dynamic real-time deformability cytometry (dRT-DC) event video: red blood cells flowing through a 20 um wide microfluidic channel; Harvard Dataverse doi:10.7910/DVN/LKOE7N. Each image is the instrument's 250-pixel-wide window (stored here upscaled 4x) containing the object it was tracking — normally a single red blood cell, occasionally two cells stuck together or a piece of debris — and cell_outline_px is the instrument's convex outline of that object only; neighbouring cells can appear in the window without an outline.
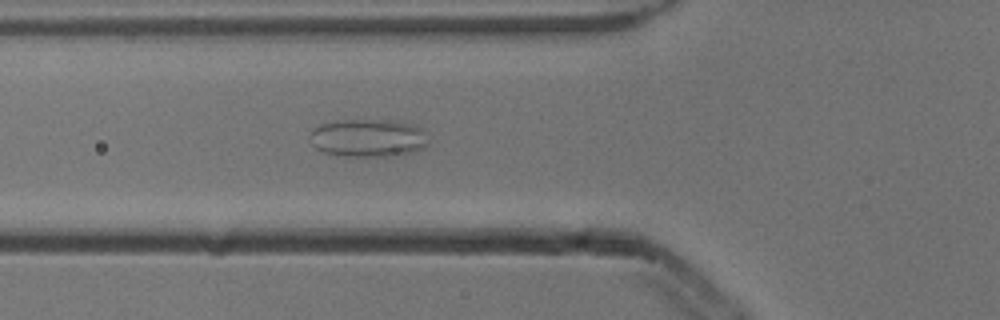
{"species": "common noctule bat (a hibernating species)", "species_latin": "Nyctalus noctula", "temperature_condition": "cold", "stored_images_in_passage": 49, "camera_frame_rate_fps": 3000, "um_per_image_px": 0.085, "animal": {"sex": "male", "body_mass_g": 13.3}, "frame": {"image": 1, "passage_image": 14, "time_ms": 4.333, "image_size_px": [1000, 320], "cell_outline_px": [[428, 144], [424, 148], [412, 152], [388, 156], [344, 156], [324, 152], [316, 148], [312, 144], [308, 136], [312, 128], [320, 124], [340, 120], [392, 120], [412, 124], [424, 128]], "centroid_in_image_um": [31.28, 11.72], "position_along_channel_um": 94.5, "area_um2": 26.41}}
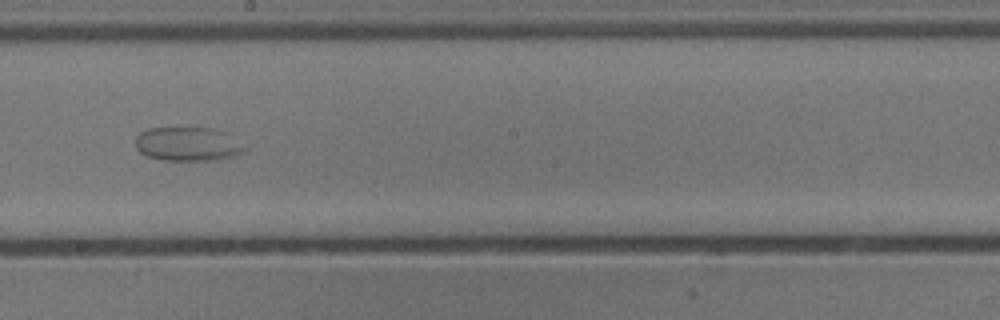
{"frame": {"image": 2, "passage_image": 25, "time_ms": 8.0, "image_size_px": [1000, 320], "cell_outline_px": [[248, 148], [244, 152], [236, 156], [216, 160], [164, 160], [148, 156], [140, 152], [136, 148], [136, 136], [140, 132], [148, 128], [216, 128], [228, 132]], "centroid_in_image_um": [16.03, 12.24], "position_along_channel_um": 232.2, "area_um2": 21.91}}
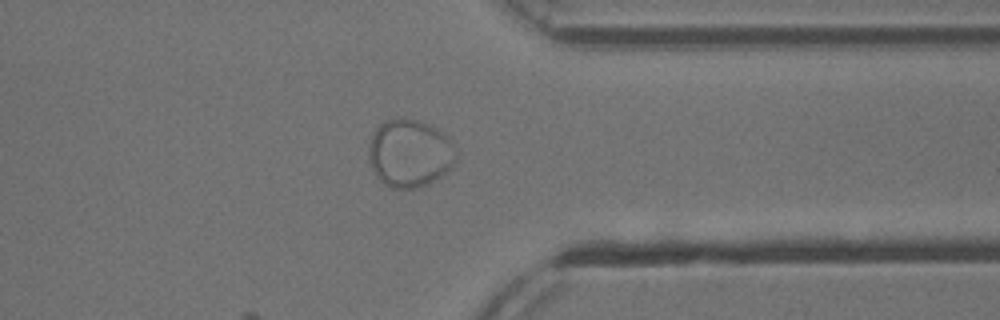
{"frame": {"image": 3, "passage_image": 37, "time_ms": 12.0, "image_size_px": [1000, 320], "cell_outline_px": [[456, 160], [452, 168], [428, 184], [416, 188], [392, 188], [384, 184], [372, 172], [368, 156], [368, 144], [372, 132], [384, 120], [400, 116], [424, 120], [436, 128], [452, 144], [456, 156]], "centroid_in_image_um": [34.77, 13.0], "position_along_channel_um": 376.6, "area_um2": 35.08}}